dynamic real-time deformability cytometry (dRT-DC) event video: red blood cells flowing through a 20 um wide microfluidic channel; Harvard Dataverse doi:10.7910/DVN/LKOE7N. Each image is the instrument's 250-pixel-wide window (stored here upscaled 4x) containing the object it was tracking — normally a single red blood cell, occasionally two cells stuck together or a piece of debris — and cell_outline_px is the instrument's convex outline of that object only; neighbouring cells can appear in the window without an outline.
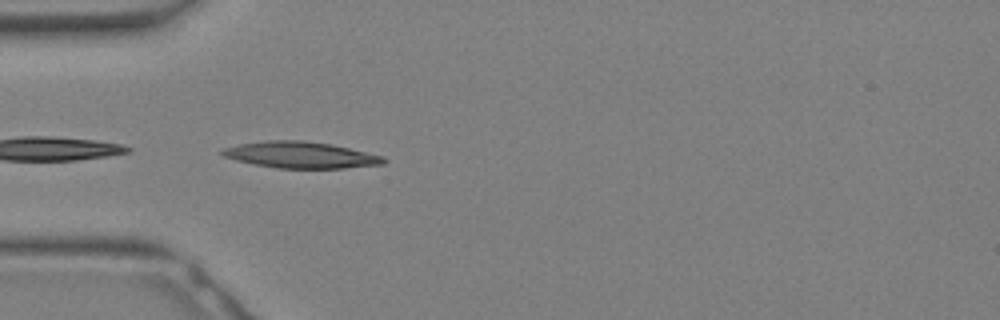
{"species": "Egyptian fruit bat (a non-hibernating species)", "species_latin": "Rousettus aegyptiacus", "temperature_condition": "warm", "stored_images_in_passage": 7, "camera_frame_rate_fps": 3000, "um_per_image_px": 0.085, "animal": {"sex": "female"}, "frame": {"image": 1, "passage_image": 5, "time_ms": 1.333, "image_size_px": [1000, 320], "cell_outline_px": [[388, 160], [384, 164], [344, 168], [276, 168], [252, 164], [236, 160], [224, 156], [220, 152], [224, 148], [240, 144], [268, 140], [304, 140], [332, 144], [384, 156]], "centroid_in_image_um": [25.59, 13.17], "position_along_channel_um": 59.4, "area_um2": 24.85}}
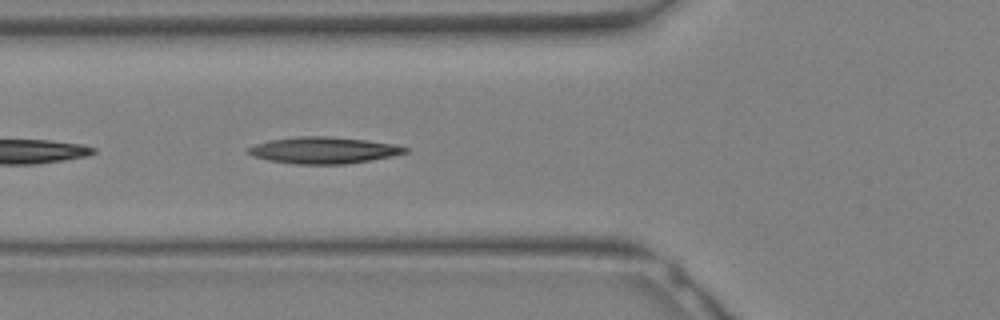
{"frame": {"image": 2, "passage_image": 7, "time_ms": 2.0, "image_size_px": [1000, 320], "cell_outline_px": [[408, 152], [392, 156], [372, 160], [344, 164], [296, 164], [268, 160], [252, 156], [248, 152], [248, 148], [256, 144], [268, 140], [296, 136], [328, 136], [368, 140], [396, 144], [408, 148]], "centroid_in_image_um": [27.52, 12.76], "position_along_channel_um": 98.3, "area_um2": 24.39}}